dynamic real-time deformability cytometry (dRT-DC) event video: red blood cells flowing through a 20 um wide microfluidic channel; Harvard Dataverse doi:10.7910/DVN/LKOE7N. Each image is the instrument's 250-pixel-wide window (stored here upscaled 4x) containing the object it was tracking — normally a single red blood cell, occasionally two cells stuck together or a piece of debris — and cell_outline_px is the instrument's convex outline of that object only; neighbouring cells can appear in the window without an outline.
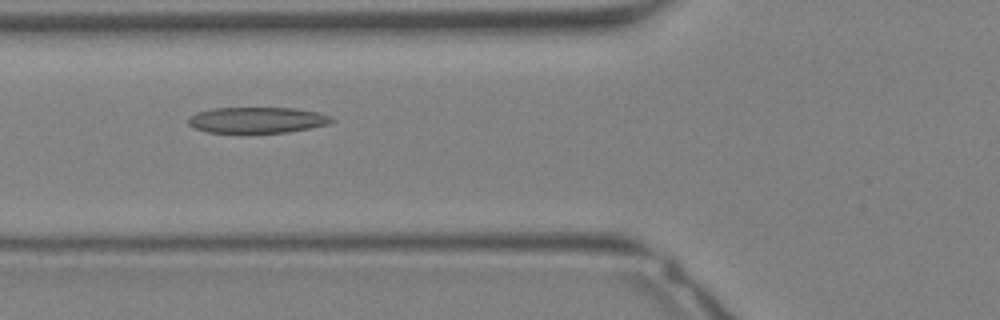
{"species": "Egyptian fruit bat (a non-hibernating species)", "species_latin": "Rousettus aegyptiacus", "temperature_condition": "warm", "stored_images_in_passage": 29, "camera_frame_rate_fps": 3000, "um_per_image_px": 0.085, "animal": {"sex": "female"}, "frame": {"image": 1, "passage_image": 9, "time_ms": 2.667, "image_size_px": [1000, 320], "cell_outline_px": [[336, 120], [328, 124], [288, 132], [240, 136], [208, 132], [196, 128], [188, 124], [188, 116], [196, 112], [212, 108], [296, 108], [320, 112], [332, 116]], "centroid_in_image_um": [21.83, 10.24], "position_along_channel_um": 104.0, "area_um2": 22.83}}
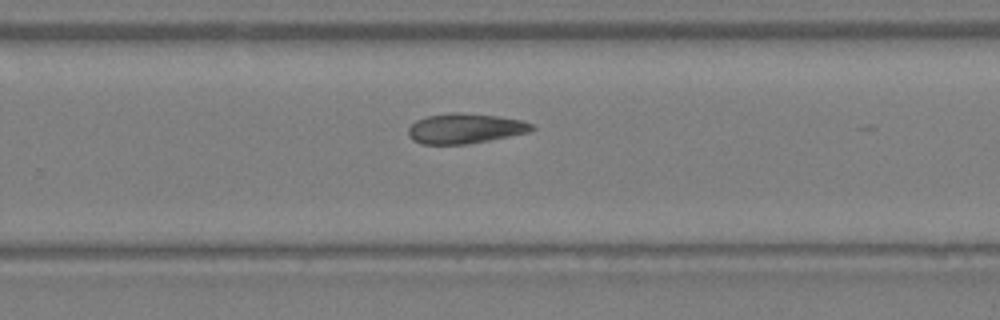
{"frame": {"image": 2, "passage_image": 18, "time_ms": 5.667, "image_size_px": [1000, 320], "cell_outline_px": [[536, 128], [528, 132], [488, 140], [464, 144], [424, 144], [412, 140], [408, 136], [408, 128], [416, 120], [428, 116], [460, 112], [500, 116], [520, 120], [532, 124]], "centroid_in_image_um": [39.51, 10.92], "position_along_channel_um": 290.3, "area_um2": 21.39}}
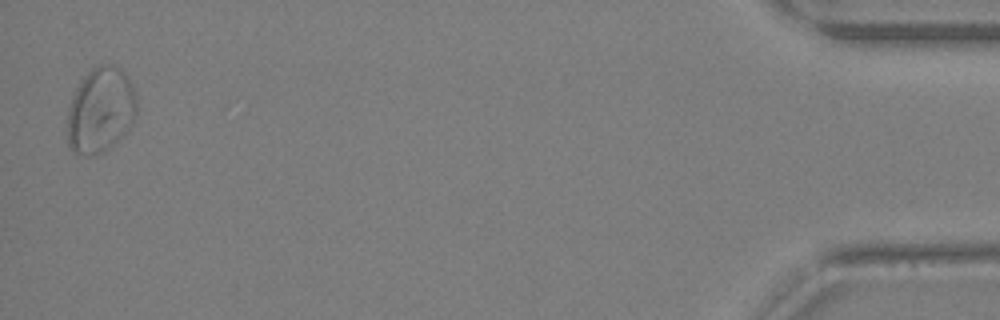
{"frame": {"image": 3, "passage_image": 29, "time_ms": 9.333, "image_size_px": [1000, 320], "cell_outline_px": [[136, 112], [132, 124], [104, 152], [88, 156], [76, 152], [68, 148], [68, 108], [72, 96], [80, 80], [92, 68], [100, 64], [112, 64], [120, 68], [124, 72], [132, 84], [136, 96]], "centroid_in_image_um": [8.53, 9.34], "position_along_channel_um": 426.7, "area_um2": 34.39}}